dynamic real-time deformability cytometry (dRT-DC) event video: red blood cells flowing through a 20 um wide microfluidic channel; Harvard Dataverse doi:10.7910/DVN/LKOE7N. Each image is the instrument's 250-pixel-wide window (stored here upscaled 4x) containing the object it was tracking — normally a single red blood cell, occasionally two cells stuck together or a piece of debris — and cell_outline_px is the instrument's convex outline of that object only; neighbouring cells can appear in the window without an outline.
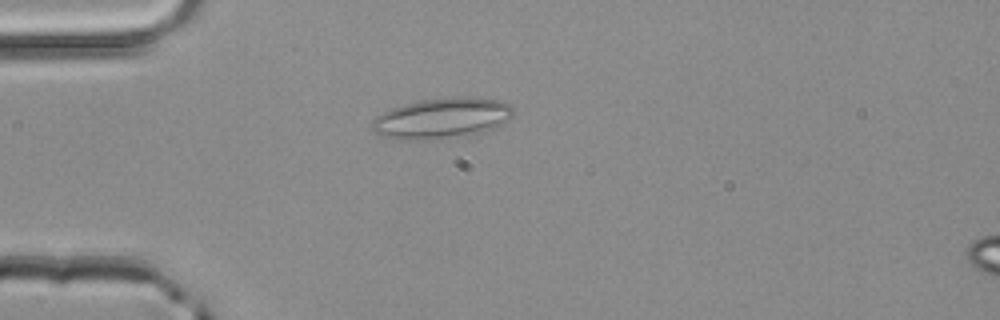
{"species": "common noctule bat (a hibernating species)", "species_latin": "Nyctalus noctula", "temperature_condition": "room temperature", "stored_images_in_passage": 2, "segment_of_instrument_passage": [1, 2], "camera_frame_rate_fps": 3000, "um_per_image_px": 0.085, "animal": {"sex": "male", "body_mass_g": 20.4}, "frame": {"image": 1, "passage_image": 1, "time_ms": 0.0, "image_size_px": [1000, 320], "cell_outline_px": [[512, 116], [500, 124], [484, 132], [468, 136], [440, 140], [396, 140], [372, 132], [372, 120], [376, 116], [392, 108], [424, 100], [452, 96], [468, 96], [500, 100], [508, 104], [512, 108]], "centroid_in_image_um": [37.54, 10.07], "position_along_channel_um": 47.5, "area_um2": 33.76}}